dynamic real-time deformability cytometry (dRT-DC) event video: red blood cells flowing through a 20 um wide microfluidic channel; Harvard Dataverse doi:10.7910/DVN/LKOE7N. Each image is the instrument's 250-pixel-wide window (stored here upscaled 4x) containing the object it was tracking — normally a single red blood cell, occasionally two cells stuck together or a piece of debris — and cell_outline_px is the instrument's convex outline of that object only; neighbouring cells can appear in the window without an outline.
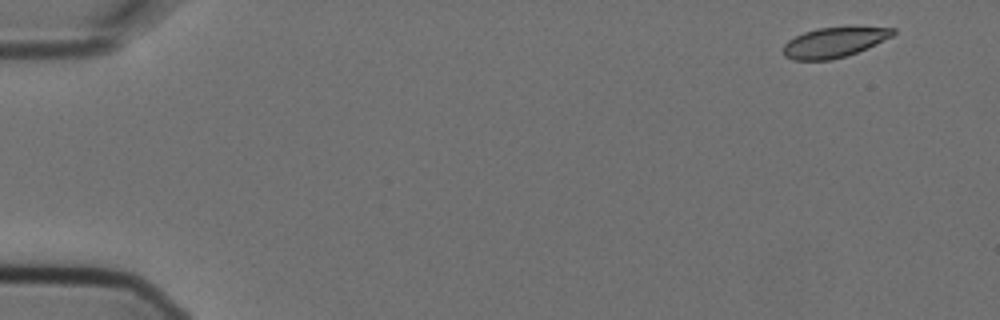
{"species": "Egyptian fruit bat (a non-hibernating species)", "species_latin": "Rousettus aegyptiacus", "temperature_condition": "cold", "stored_images_in_passage": 5, "camera_frame_rate_fps": 3000, "um_per_image_px": 0.085, "animal": {"sex": "female"}, "frame": {"image": 1, "passage_image": 1, "time_ms": 0.0, "image_size_px": [1000, 320], "cell_outline_px": [[896, 32], [892, 36], [868, 48], [832, 60], [792, 60], [784, 56], [784, 44], [788, 40], [804, 32], [816, 28], [852, 24], [856, 24], [896, 28]], "centroid_in_image_um": [70.97, 3.54], "position_along_channel_um": 14.0, "area_um2": 20.06}}
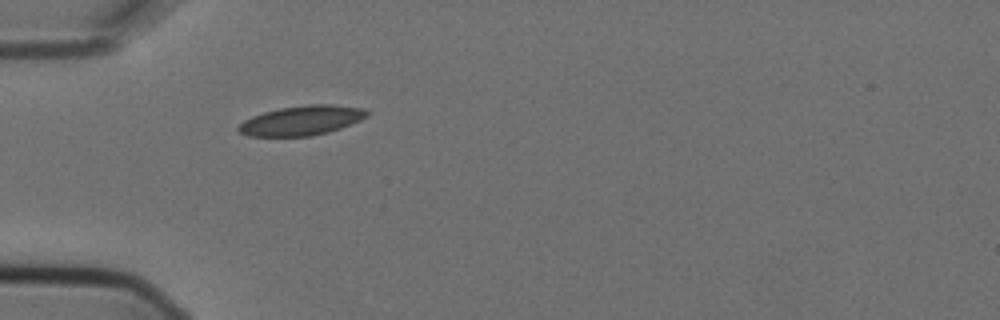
{"frame": {"image": 2, "passage_image": 5, "time_ms": 1.333, "image_size_px": [1000, 320], "cell_outline_px": [[372, 112], [368, 116], [360, 120], [340, 128], [328, 132], [312, 136], [248, 136], [240, 132], [236, 128], [244, 120], [252, 116], [264, 112], [280, 108], [308, 104], [332, 104], [364, 108]], "centroid_in_image_um": [25.67, 10.23], "position_along_channel_um": 59.3, "area_um2": 22.25}}